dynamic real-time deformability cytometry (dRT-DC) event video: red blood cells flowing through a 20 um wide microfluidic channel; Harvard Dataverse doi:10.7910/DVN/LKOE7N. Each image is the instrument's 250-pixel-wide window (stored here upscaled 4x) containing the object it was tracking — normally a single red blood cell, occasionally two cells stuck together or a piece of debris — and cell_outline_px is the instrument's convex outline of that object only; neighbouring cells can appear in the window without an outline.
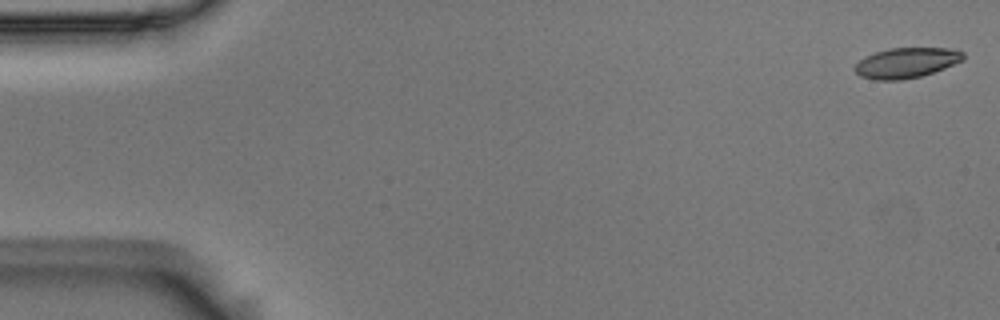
{"species": "Egyptian fruit bat (a non-hibernating species)", "species_latin": "Rousettus aegyptiacus", "temperature_condition": "room temperature", "stored_images_in_passage": 54, "camera_frame_rate_fps": 3000, "um_per_image_px": 0.085, "animal": {"sex": "male"}, "frame": {"image": 1, "passage_image": 1, "time_ms": 0.0, "image_size_px": [1000, 320], "cell_outline_px": [[964, 60], [944, 68], [920, 76], [900, 80], [876, 80], [860, 76], [852, 68], [864, 56], [888, 48], [948, 48], [964, 52]], "centroid_in_image_um": [77.02, 5.33], "position_along_channel_um": 8.0, "area_um2": 19.07}}
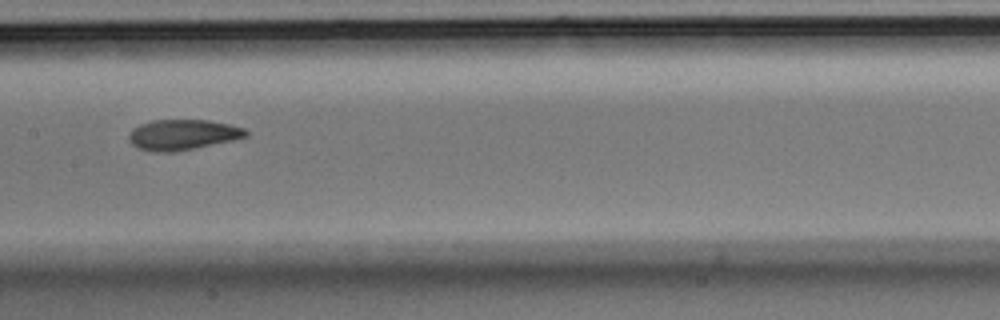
{"frame": {"image": 2, "passage_image": 27, "time_ms": 8.667, "image_size_px": [1000, 320], "cell_outline_px": [[248, 136], [232, 140], [172, 152], [152, 152], [140, 148], [132, 144], [128, 140], [128, 136], [132, 128], [140, 124], [152, 120], [208, 120], [228, 124], [244, 128], [248, 132]], "centroid_in_image_um": [15.49, 11.44], "position_along_channel_um": 191.9, "area_um2": 20.58}}
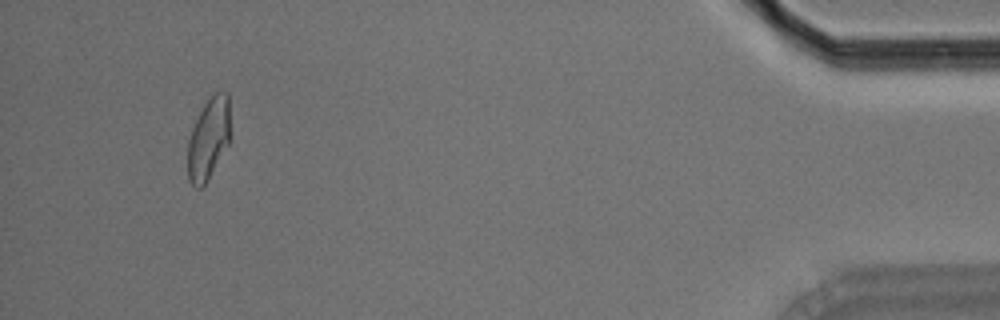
{"frame": {"image": 3, "passage_image": 51, "time_ms": 16.667, "image_size_px": [1000, 320], "cell_outline_px": [[228, 144], [208, 180], [200, 188], [196, 188], [188, 180], [188, 140], [192, 128], [204, 104], [216, 92], [228, 92]], "centroid_in_image_um": [17.69, 11.83], "position_along_channel_um": 417.5, "area_um2": 19.71}, "authors_computed_cell_mechanics": {"area_um2": 20.6635, "velocity_mm_per_s": 3.711, "shape_relaxation_time_tau1_ms": 6.8138, "shape_relaxation_time_tau2_ms": 2.6887, "deformation_change_tau1": 0.1786, "deformation_change_tau2": 0.0789}}